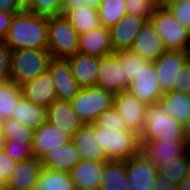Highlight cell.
I'll use <instances>...</instances> for the list:
<instances>
[{
    "label": "cell",
    "instance_id": "9f6ffc18",
    "mask_svg": "<svg viewBox=\"0 0 190 190\" xmlns=\"http://www.w3.org/2000/svg\"><path fill=\"white\" fill-rule=\"evenodd\" d=\"M187 176L190 178V169H189V171H188V174H187Z\"/></svg>",
    "mask_w": 190,
    "mask_h": 190
},
{
    "label": "cell",
    "instance_id": "ee69618b",
    "mask_svg": "<svg viewBox=\"0 0 190 190\" xmlns=\"http://www.w3.org/2000/svg\"><path fill=\"white\" fill-rule=\"evenodd\" d=\"M26 10V3L23 0H0V11L17 15Z\"/></svg>",
    "mask_w": 190,
    "mask_h": 190
},
{
    "label": "cell",
    "instance_id": "e575fe53",
    "mask_svg": "<svg viewBox=\"0 0 190 190\" xmlns=\"http://www.w3.org/2000/svg\"><path fill=\"white\" fill-rule=\"evenodd\" d=\"M66 5L65 0H28L26 11L44 16L61 15Z\"/></svg>",
    "mask_w": 190,
    "mask_h": 190
},
{
    "label": "cell",
    "instance_id": "681fc988",
    "mask_svg": "<svg viewBox=\"0 0 190 190\" xmlns=\"http://www.w3.org/2000/svg\"><path fill=\"white\" fill-rule=\"evenodd\" d=\"M178 190H190V178L188 176L178 184Z\"/></svg>",
    "mask_w": 190,
    "mask_h": 190
},
{
    "label": "cell",
    "instance_id": "b9f144b4",
    "mask_svg": "<svg viewBox=\"0 0 190 190\" xmlns=\"http://www.w3.org/2000/svg\"><path fill=\"white\" fill-rule=\"evenodd\" d=\"M17 162L10 158L0 146V184L6 183L15 169Z\"/></svg>",
    "mask_w": 190,
    "mask_h": 190
},
{
    "label": "cell",
    "instance_id": "ac0fdd59",
    "mask_svg": "<svg viewBox=\"0 0 190 190\" xmlns=\"http://www.w3.org/2000/svg\"><path fill=\"white\" fill-rule=\"evenodd\" d=\"M142 151L158 170L163 163L181 156L187 149L185 141H140Z\"/></svg>",
    "mask_w": 190,
    "mask_h": 190
},
{
    "label": "cell",
    "instance_id": "cb8c5ba5",
    "mask_svg": "<svg viewBox=\"0 0 190 190\" xmlns=\"http://www.w3.org/2000/svg\"><path fill=\"white\" fill-rule=\"evenodd\" d=\"M63 15L79 35L101 25L98 9L83 3L72 2L67 4Z\"/></svg>",
    "mask_w": 190,
    "mask_h": 190
},
{
    "label": "cell",
    "instance_id": "9c48e42d",
    "mask_svg": "<svg viewBox=\"0 0 190 190\" xmlns=\"http://www.w3.org/2000/svg\"><path fill=\"white\" fill-rule=\"evenodd\" d=\"M190 60V51L167 50L153 61L162 93L170 92L177 84L180 69Z\"/></svg>",
    "mask_w": 190,
    "mask_h": 190
},
{
    "label": "cell",
    "instance_id": "11a10c76",
    "mask_svg": "<svg viewBox=\"0 0 190 190\" xmlns=\"http://www.w3.org/2000/svg\"><path fill=\"white\" fill-rule=\"evenodd\" d=\"M72 2H77V0H65V3H66V4H70V3H72Z\"/></svg>",
    "mask_w": 190,
    "mask_h": 190
},
{
    "label": "cell",
    "instance_id": "5bb4252c",
    "mask_svg": "<svg viewBox=\"0 0 190 190\" xmlns=\"http://www.w3.org/2000/svg\"><path fill=\"white\" fill-rule=\"evenodd\" d=\"M147 20V18L126 14L116 25L111 27L109 30L114 52L130 50L137 34Z\"/></svg>",
    "mask_w": 190,
    "mask_h": 190
},
{
    "label": "cell",
    "instance_id": "816d5d0a",
    "mask_svg": "<svg viewBox=\"0 0 190 190\" xmlns=\"http://www.w3.org/2000/svg\"><path fill=\"white\" fill-rule=\"evenodd\" d=\"M149 1H151L157 7V6H162L164 0H149Z\"/></svg>",
    "mask_w": 190,
    "mask_h": 190
},
{
    "label": "cell",
    "instance_id": "f907efd6",
    "mask_svg": "<svg viewBox=\"0 0 190 190\" xmlns=\"http://www.w3.org/2000/svg\"><path fill=\"white\" fill-rule=\"evenodd\" d=\"M190 2V0H164L163 3Z\"/></svg>",
    "mask_w": 190,
    "mask_h": 190
},
{
    "label": "cell",
    "instance_id": "8992f818",
    "mask_svg": "<svg viewBox=\"0 0 190 190\" xmlns=\"http://www.w3.org/2000/svg\"><path fill=\"white\" fill-rule=\"evenodd\" d=\"M98 143L107 160L125 161L140 151V135L131 130L112 131L95 125Z\"/></svg>",
    "mask_w": 190,
    "mask_h": 190
},
{
    "label": "cell",
    "instance_id": "484cf974",
    "mask_svg": "<svg viewBox=\"0 0 190 190\" xmlns=\"http://www.w3.org/2000/svg\"><path fill=\"white\" fill-rule=\"evenodd\" d=\"M72 74L81 88L96 86L100 58L77 53L67 58Z\"/></svg>",
    "mask_w": 190,
    "mask_h": 190
},
{
    "label": "cell",
    "instance_id": "d590c367",
    "mask_svg": "<svg viewBox=\"0 0 190 190\" xmlns=\"http://www.w3.org/2000/svg\"><path fill=\"white\" fill-rule=\"evenodd\" d=\"M114 53L119 57L120 65L123 66L124 76L130 82L139 71L140 62H144L146 59L132 50H120Z\"/></svg>",
    "mask_w": 190,
    "mask_h": 190
},
{
    "label": "cell",
    "instance_id": "7c38bea8",
    "mask_svg": "<svg viewBox=\"0 0 190 190\" xmlns=\"http://www.w3.org/2000/svg\"><path fill=\"white\" fill-rule=\"evenodd\" d=\"M129 83L115 53L100 58L96 86L115 95L126 91Z\"/></svg>",
    "mask_w": 190,
    "mask_h": 190
},
{
    "label": "cell",
    "instance_id": "f35d334b",
    "mask_svg": "<svg viewBox=\"0 0 190 190\" xmlns=\"http://www.w3.org/2000/svg\"><path fill=\"white\" fill-rule=\"evenodd\" d=\"M125 7L127 14L147 18L148 20L156 8L149 0H125Z\"/></svg>",
    "mask_w": 190,
    "mask_h": 190
},
{
    "label": "cell",
    "instance_id": "52a82bcc",
    "mask_svg": "<svg viewBox=\"0 0 190 190\" xmlns=\"http://www.w3.org/2000/svg\"><path fill=\"white\" fill-rule=\"evenodd\" d=\"M114 95L101 87L81 88L70 100L72 109L85 123H94L98 116L113 106Z\"/></svg>",
    "mask_w": 190,
    "mask_h": 190
},
{
    "label": "cell",
    "instance_id": "8fae6325",
    "mask_svg": "<svg viewBox=\"0 0 190 190\" xmlns=\"http://www.w3.org/2000/svg\"><path fill=\"white\" fill-rule=\"evenodd\" d=\"M147 106L128 90L113 97V107L124 120L127 130L141 135L145 122Z\"/></svg>",
    "mask_w": 190,
    "mask_h": 190
},
{
    "label": "cell",
    "instance_id": "277c9868",
    "mask_svg": "<svg viewBox=\"0 0 190 190\" xmlns=\"http://www.w3.org/2000/svg\"><path fill=\"white\" fill-rule=\"evenodd\" d=\"M78 39L79 34L63 14L48 16V50L52 58L67 59L77 54Z\"/></svg>",
    "mask_w": 190,
    "mask_h": 190
},
{
    "label": "cell",
    "instance_id": "f6af8a7d",
    "mask_svg": "<svg viewBox=\"0 0 190 190\" xmlns=\"http://www.w3.org/2000/svg\"><path fill=\"white\" fill-rule=\"evenodd\" d=\"M13 16V14L0 11V41L6 39Z\"/></svg>",
    "mask_w": 190,
    "mask_h": 190
},
{
    "label": "cell",
    "instance_id": "d6a6232c",
    "mask_svg": "<svg viewBox=\"0 0 190 190\" xmlns=\"http://www.w3.org/2000/svg\"><path fill=\"white\" fill-rule=\"evenodd\" d=\"M100 24L110 29L127 14L125 0H103L97 8Z\"/></svg>",
    "mask_w": 190,
    "mask_h": 190
},
{
    "label": "cell",
    "instance_id": "ab89813d",
    "mask_svg": "<svg viewBox=\"0 0 190 190\" xmlns=\"http://www.w3.org/2000/svg\"><path fill=\"white\" fill-rule=\"evenodd\" d=\"M163 6L190 32V2L163 3Z\"/></svg>",
    "mask_w": 190,
    "mask_h": 190
},
{
    "label": "cell",
    "instance_id": "4dcf8cb0",
    "mask_svg": "<svg viewBox=\"0 0 190 190\" xmlns=\"http://www.w3.org/2000/svg\"><path fill=\"white\" fill-rule=\"evenodd\" d=\"M189 169L190 149H187L181 156L163 163L157 171L158 175L165 176L178 185L187 176Z\"/></svg>",
    "mask_w": 190,
    "mask_h": 190
},
{
    "label": "cell",
    "instance_id": "44dd1931",
    "mask_svg": "<svg viewBox=\"0 0 190 190\" xmlns=\"http://www.w3.org/2000/svg\"><path fill=\"white\" fill-rule=\"evenodd\" d=\"M105 161L81 159L70 172L76 190H100Z\"/></svg>",
    "mask_w": 190,
    "mask_h": 190
},
{
    "label": "cell",
    "instance_id": "5b68a950",
    "mask_svg": "<svg viewBox=\"0 0 190 190\" xmlns=\"http://www.w3.org/2000/svg\"><path fill=\"white\" fill-rule=\"evenodd\" d=\"M149 20L167 50L190 51V32L172 16L166 7L157 6Z\"/></svg>",
    "mask_w": 190,
    "mask_h": 190
},
{
    "label": "cell",
    "instance_id": "74e56055",
    "mask_svg": "<svg viewBox=\"0 0 190 190\" xmlns=\"http://www.w3.org/2000/svg\"><path fill=\"white\" fill-rule=\"evenodd\" d=\"M94 124L98 128L108 129L112 131L127 130L124 120L118 114L116 109L112 106L111 108L104 111L100 116L97 117Z\"/></svg>",
    "mask_w": 190,
    "mask_h": 190
},
{
    "label": "cell",
    "instance_id": "f546056e",
    "mask_svg": "<svg viewBox=\"0 0 190 190\" xmlns=\"http://www.w3.org/2000/svg\"><path fill=\"white\" fill-rule=\"evenodd\" d=\"M37 190H76L70 173L41 168Z\"/></svg>",
    "mask_w": 190,
    "mask_h": 190
},
{
    "label": "cell",
    "instance_id": "2e32d148",
    "mask_svg": "<svg viewBox=\"0 0 190 190\" xmlns=\"http://www.w3.org/2000/svg\"><path fill=\"white\" fill-rule=\"evenodd\" d=\"M130 50L152 62L167 51L150 20H147L140 29Z\"/></svg>",
    "mask_w": 190,
    "mask_h": 190
},
{
    "label": "cell",
    "instance_id": "7bdbcfd3",
    "mask_svg": "<svg viewBox=\"0 0 190 190\" xmlns=\"http://www.w3.org/2000/svg\"><path fill=\"white\" fill-rule=\"evenodd\" d=\"M172 91L190 94V61L180 69L179 80Z\"/></svg>",
    "mask_w": 190,
    "mask_h": 190
},
{
    "label": "cell",
    "instance_id": "6da1fadb",
    "mask_svg": "<svg viewBox=\"0 0 190 190\" xmlns=\"http://www.w3.org/2000/svg\"><path fill=\"white\" fill-rule=\"evenodd\" d=\"M4 41L12 51L48 49V16L26 10L14 15Z\"/></svg>",
    "mask_w": 190,
    "mask_h": 190
},
{
    "label": "cell",
    "instance_id": "e0dca14e",
    "mask_svg": "<svg viewBox=\"0 0 190 190\" xmlns=\"http://www.w3.org/2000/svg\"><path fill=\"white\" fill-rule=\"evenodd\" d=\"M78 53L98 58L114 53L110 30L103 25L79 35Z\"/></svg>",
    "mask_w": 190,
    "mask_h": 190
},
{
    "label": "cell",
    "instance_id": "7402d4cb",
    "mask_svg": "<svg viewBox=\"0 0 190 190\" xmlns=\"http://www.w3.org/2000/svg\"><path fill=\"white\" fill-rule=\"evenodd\" d=\"M41 168L42 164L38 158L19 161L6 184L12 190H31L37 188Z\"/></svg>",
    "mask_w": 190,
    "mask_h": 190
},
{
    "label": "cell",
    "instance_id": "836d02e7",
    "mask_svg": "<svg viewBox=\"0 0 190 190\" xmlns=\"http://www.w3.org/2000/svg\"><path fill=\"white\" fill-rule=\"evenodd\" d=\"M2 140L33 144L34 130L13 118L1 120Z\"/></svg>",
    "mask_w": 190,
    "mask_h": 190
},
{
    "label": "cell",
    "instance_id": "f1b7e54d",
    "mask_svg": "<svg viewBox=\"0 0 190 190\" xmlns=\"http://www.w3.org/2000/svg\"><path fill=\"white\" fill-rule=\"evenodd\" d=\"M160 101L167 114L182 125L190 118V94L170 91L164 93Z\"/></svg>",
    "mask_w": 190,
    "mask_h": 190
},
{
    "label": "cell",
    "instance_id": "d6986e66",
    "mask_svg": "<svg viewBox=\"0 0 190 190\" xmlns=\"http://www.w3.org/2000/svg\"><path fill=\"white\" fill-rule=\"evenodd\" d=\"M21 90L25 99L46 108L57 100L55 83L49 71L23 84Z\"/></svg>",
    "mask_w": 190,
    "mask_h": 190
},
{
    "label": "cell",
    "instance_id": "c3c4849f",
    "mask_svg": "<svg viewBox=\"0 0 190 190\" xmlns=\"http://www.w3.org/2000/svg\"><path fill=\"white\" fill-rule=\"evenodd\" d=\"M102 1L103 0H77L79 3H83L94 8H98Z\"/></svg>",
    "mask_w": 190,
    "mask_h": 190
},
{
    "label": "cell",
    "instance_id": "db71d44e",
    "mask_svg": "<svg viewBox=\"0 0 190 190\" xmlns=\"http://www.w3.org/2000/svg\"><path fill=\"white\" fill-rule=\"evenodd\" d=\"M1 142H2V130H1V120H0V146H1Z\"/></svg>",
    "mask_w": 190,
    "mask_h": 190
},
{
    "label": "cell",
    "instance_id": "bcb514c9",
    "mask_svg": "<svg viewBox=\"0 0 190 190\" xmlns=\"http://www.w3.org/2000/svg\"><path fill=\"white\" fill-rule=\"evenodd\" d=\"M154 190H178V185L169 178L158 175Z\"/></svg>",
    "mask_w": 190,
    "mask_h": 190
},
{
    "label": "cell",
    "instance_id": "9a60e30c",
    "mask_svg": "<svg viewBox=\"0 0 190 190\" xmlns=\"http://www.w3.org/2000/svg\"><path fill=\"white\" fill-rule=\"evenodd\" d=\"M48 71L51 73L59 100H71L81 89L75 80L67 59L52 58Z\"/></svg>",
    "mask_w": 190,
    "mask_h": 190
},
{
    "label": "cell",
    "instance_id": "1f68e13d",
    "mask_svg": "<svg viewBox=\"0 0 190 190\" xmlns=\"http://www.w3.org/2000/svg\"><path fill=\"white\" fill-rule=\"evenodd\" d=\"M22 97L21 86L12 81L0 83V120L12 118Z\"/></svg>",
    "mask_w": 190,
    "mask_h": 190
},
{
    "label": "cell",
    "instance_id": "4fadbf2b",
    "mask_svg": "<svg viewBox=\"0 0 190 190\" xmlns=\"http://www.w3.org/2000/svg\"><path fill=\"white\" fill-rule=\"evenodd\" d=\"M47 121L71 138L85 124L72 109L69 100H55L47 107Z\"/></svg>",
    "mask_w": 190,
    "mask_h": 190
},
{
    "label": "cell",
    "instance_id": "30bf717a",
    "mask_svg": "<svg viewBox=\"0 0 190 190\" xmlns=\"http://www.w3.org/2000/svg\"><path fill=\"white\" fill-rule=\"evenodd\" d=\"M125 171L129 190H154L158 171L142 151L125 160Z\"/></svg>",
    "mask_w": 190,
    "mask_h": 190
},
{
    "label": "cell",
    "instance_id": "7a4b0ae2",
    "mask_svg": "<svg viewBox=\"0 0 190 190\" xmlns=\"http://www.w3.org/2000/svg\"><path fill=\"white\" fill-rule=\"evenodd\" d=\"M185 141L183 125L167 114L161 101L149 104L140 141Z\"/></svg>",
    "mask_w": 190,
    "mask_h": 190
},
{
    "label": "cell",
    "instance_id": "7dc6e473",
    "mask_svg": "<svg viewBox=\"0 0 190 190\" xmlns=\"http://www.w3.org/2000/svg\"><path fill=\"white\" fill-rule=\"evenodd\" d=\"M185 143L190 149V118L183 124Z\"/></svg>",
    "mask_w": 190,
    "mask_h": 190
},
{
    "label": "cell",
    "instance_id": "d4e9b609",
    "mask_svg": "<svg viewBox=\"0 0 190 190\" xmlns=\"http://www.w3.org/2000/svg\"><path fill=\"white\" fill-rule=\"evenodd\" d=\"M72 140L80 153L81 159L107 161L105 152L98 143L94 123L84 124L72 137Z\"/></svg>",
    "mask_w": 190,
    "mask_h": 190
},
{
    "label": "cell",
    "instance_id": "60d3db41",
    "mask_svg": "<svg viewBox=\"0 0 190 190\" xmlns=\"http://www.w3.org/2000/svg\"><path fill=\"white\" fill-rule=\"evenodd\" d=\"M11 48L5 43L0 41V83L11 81Z\"/></svg>",
    "mask_w": 190,
    "mask_h": 190
},
{
    "label": "cell",
    "instance_id": "83f0119b",
    "mask_svg": "<svg viewBox=\"0 0 190 190\" xmlns=\"http://www.w3.org/2000/svg\"><path fill=\"white\" fill-rule=\"evenodd\" d=\"M125 161L107 160L104 163V170L100 190H129Z\"/></svg>",
    "mask_w": 190,
    "mask_h": 190
},
{
    "label": "cell",
    "instance_id": "603a6c76",
    "mask_svg": "<svg viewBox=\"0 0 190 190\" xmlns=\"http://www.w3.org/2000/svg\"><path fill=\"white\" fill-rule=\"evenodd\" d=\"M71 139L67 133L46 121L40 128L34 130L33 156L40 159L50 149L57 148Z\"/></svg>",
    "mask_w": 190,
    "mask_h": 190
},
{
    "label": "cell",
    "instance_id": "ba28073f",
    "mask_svg": "<svg viewBox=\"0 0 190 190\" xmlns=\"http://www.w3.org/2000/svg\"><path fill=\"white\" fill-rule=\"evenodd\" d=\"M127 90L146 105L160 101L163 93L160 89L154 62L150 60L140 62V69L130 81Z\"/></svg>",
    "mask_w": 190,
    "mask_h": 190
},
{
    "label": "cell",
    "instance_id": "ffe728a7",
    "mask_svg": "<svg viewBox=\"0 0 190 190\" xmlns=\"http://www.w3.org/2000/svg\"><path fill=\"white\" fill-rule=\"evenodd\" d=\"M80 160V153L72 139L57 148L50 149L40 158L42 167L67 173H70Z\"/></svg>",
    "mask_w": 190,
    "mask_h": 190
},
{
    "label": "cell",
    "instance_id": "8d00e7d4",
    "mask_svg": "<svg viewBox=\"0 0 190 190\" xmlns=\"http://www.w3.org/2000/svg\"><path fill=\"white\" fill-rule=\"evenodd\" d=\"M1 147L7 152L8 156L16 162L35 158L30 143L18 142L15 140H2Z\"/></svg>",
    "mask_w": 190,
    "mask_h": 190
},
{
    "label": "cell",
    "instance_id": "4316f807",
    "mask_svg": "<svg viewBox=\"0 0 190 190\" xmlns=\"http://www.w3.org/2000/svg\"><path fill=\"white\" fill-rule=\"evenodd\" d=\"M12 118L37 130L47 121V108L22 97L13 111Z\"/></svg>",
    "mask_w": 190,
    "mask_h": 190
},
{
    "label": "cell",
    "instance_id": "f5cc1de1",
    "mask_svg": "<svg viewBox=\"0 0 190 190\" xmlns=\"http://www.w3.org/2000/svg\"><path fill=\"white\" fill-rule=\"evenodd\" d=\"M0 190H12L6 183L0 184Z\"/></svg>",
    "mask_w": 190,
    "mask_h": 190
},
{
    "label": "cell",
    "instance_id": "3957f363",
    "mask_svg": "<svg viewBox=\"0 0 190 190\" xmlns=\"http://www.w3.org/2000/svg\"><path fill=\"white\" fill-rule=\"evenodd\" d=\"M52 59L48 49H20L11 53V81L22 86L48 71Z\"/></svg>",
    "mask_w": 190,
    "mask_h": 190
}]
</instances>
